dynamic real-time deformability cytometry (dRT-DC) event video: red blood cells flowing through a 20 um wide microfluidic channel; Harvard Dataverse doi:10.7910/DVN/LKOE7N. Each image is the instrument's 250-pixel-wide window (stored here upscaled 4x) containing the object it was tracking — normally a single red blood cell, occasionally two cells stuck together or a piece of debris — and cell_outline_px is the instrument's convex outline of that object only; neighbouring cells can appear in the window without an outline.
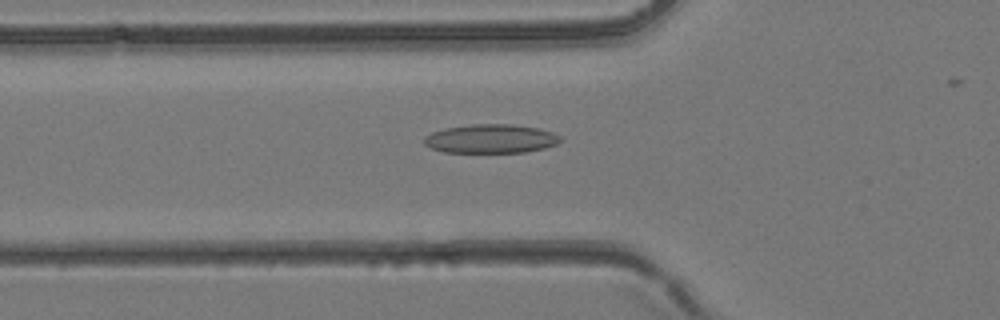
{"species": "common noctule bat (a hibernating species)", "species_latin": "Nyctalus noctula", "temperature_condition": "room temperature", "stored_images_in_passage": 37, "camera_frame_rate_fps": 3000, "um_per_image_px": 0.085, "animal": {"sex": "female", "body_mass_g": 24.6, "forearm_length_mm": 56.2}, "frame": {"image": 1, "passage_image": 15, "time_ms": 4.667, "image_size_px": [1000, 320], "cell_outline_px": [[564, 140], [556, 144], [544, 148], [524, 152], [444, 152], [432, 148], [424, 144], [424, 136], [432, 132], [444, 128], [472, 124], [512, 124], [540, 128], [552, 132], [560, 136]], "centroid_in_image_um": [41.74, 11.78], "position_along_channel_um": 84.1, "area_um2": 23.0}}
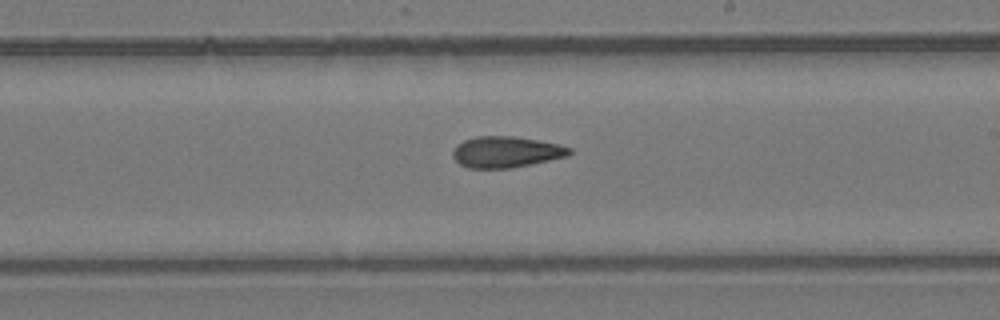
{"frame": {"image": 2, "passage_image": 25, "time_ms": 8.0, "image_size_px": [1000, 320], "cell_outline_px": [[572, 152], [568, 156], [512, 168], [468, 168], [460, 164], [452, 156], [452, 152], [456, 144], [464, 140], [476, 136], [512, 136], [560, 144], [572, 148]], "centroid_in_image_um": [43.01, 12.91], "position_along_channel_um": 246.0, "area_um2": 21.21}}
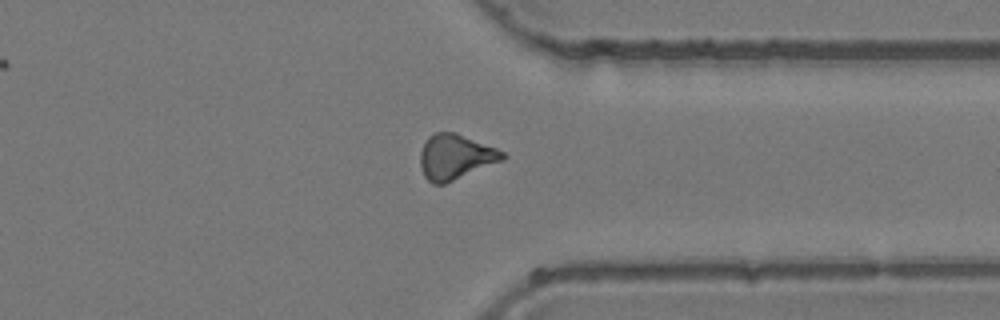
{"frame": {"image": 3, "passage_image": 33, "time_ms": 10.667, "image_size_px": [1000, 320], "cell_outline_px": [[508, 156], [504, 160], [444, 184], [432, 184], [424, 176], [420, 164], [420, 152], [428, 136], [436, 132], [456, 132], [496, 148], [504, 152]], "centroid_in_image_um": [38.71, 13.33], "position_along_channel_um": 372.7, "area_um2": 21.68}}